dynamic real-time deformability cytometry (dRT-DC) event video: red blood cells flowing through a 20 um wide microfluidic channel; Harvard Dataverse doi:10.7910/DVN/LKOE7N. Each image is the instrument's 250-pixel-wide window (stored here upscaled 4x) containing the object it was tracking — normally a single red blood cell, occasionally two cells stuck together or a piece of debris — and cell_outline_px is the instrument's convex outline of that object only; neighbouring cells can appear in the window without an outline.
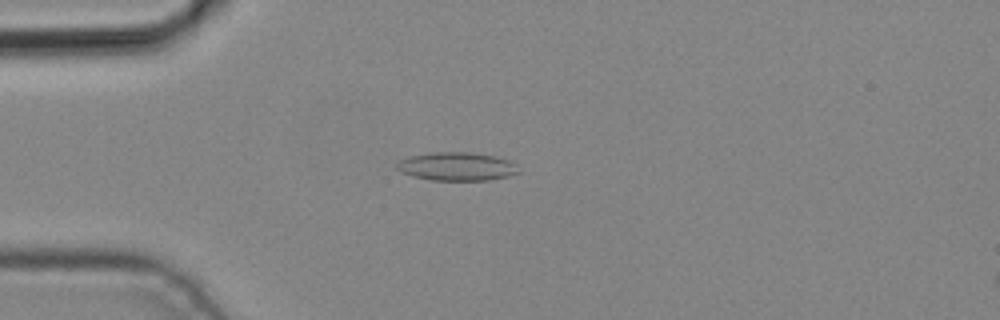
{"species": "common noctule bat (a hibernating species)", "species_latin": "Nyctalus noctula", "temperature_condition": "cold", "stored_images_in_passage": 4, "camera_frame_rate_fps": 3000, "um_per_image_px": 0.085, "animal": {"sex": "male", "body_mass_g": 19.2, "forearm_length_mm": 51.8}, "frame": {"image": 1, "passage_image": 3, "time_ms": 0.667, "image_size_px": [1000, 320], "cell_outline_px": [[520, 172], [508, 176], [488, 180], [432, 180], [412, 176], [400, 172], [396, 168], [396, 164], [400, 160], [408, 156], [432, 152], [472, 152], [496, 156], [508, 160], [516, 164]], "centroid_in_image_um": [38.81, 14.14], "position_along_channel_um": 46.2, "area_um2": 20.29}}